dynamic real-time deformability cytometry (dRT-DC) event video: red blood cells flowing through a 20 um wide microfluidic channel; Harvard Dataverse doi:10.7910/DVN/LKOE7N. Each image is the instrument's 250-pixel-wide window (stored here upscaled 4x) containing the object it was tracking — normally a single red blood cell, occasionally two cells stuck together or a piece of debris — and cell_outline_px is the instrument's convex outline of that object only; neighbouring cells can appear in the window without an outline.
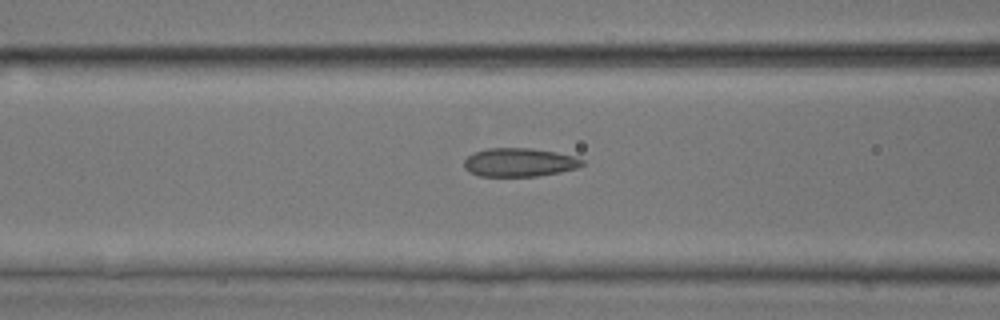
{"species": "common noctule bat (a hibernating species)", "species_latin": "Nyctalus noctula", "temperature_condition": "room temperature", "stored_images_in_passage": 20, "camera_frame_rate_fps": 3000, "um_per_image_px": 0.085, "animal": {"sex": "male", "body_mass_g": 17.9, "forearm_length_mm": 54.2}, "frame": {"image": 1, "passage_image": 12, "time_ms": 3.667, "image_size_px": [1000, 320], "cell_outline_px": [[584, 164], [576, 168], [560, 172], [536, 176], [480, 176], [468, 172], [464, 168], [464, 160], [472, 152], [488, 148], [532, 148], [556, 152], [576, 156], [584, 160]], "centroid_in_image_um": [44.13, 13.79], "position_along_channel_um": 122.5, "area_um2": 19.83}}
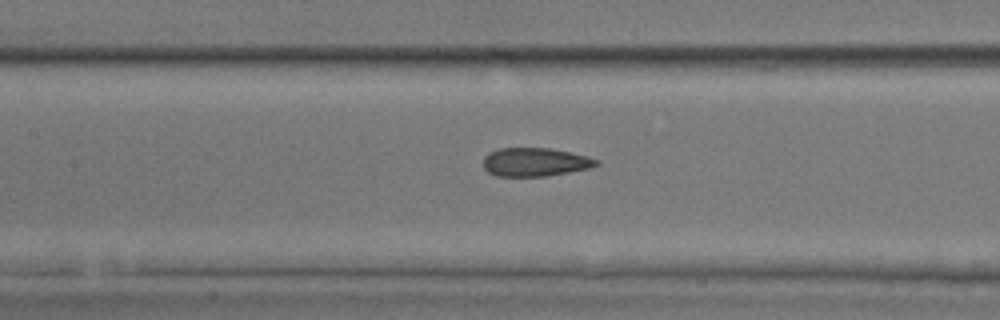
{"frame": {"image": 2, "passage_image": 15, "time_ms": 4.667, "image_size_px": [1000, 320], "cell_outline_px": [[600, 164], [588, 168], [568, 172], [544, 176], [496, 176], [488, 172], [484, 168], [484, 156], [488, 152], [500, 148], [552, 148], [600, 160]], "centroid_in_image_um": [45.45, 13.77], "position_along_channel_um": 162.0, "area_um2": 18.67}}